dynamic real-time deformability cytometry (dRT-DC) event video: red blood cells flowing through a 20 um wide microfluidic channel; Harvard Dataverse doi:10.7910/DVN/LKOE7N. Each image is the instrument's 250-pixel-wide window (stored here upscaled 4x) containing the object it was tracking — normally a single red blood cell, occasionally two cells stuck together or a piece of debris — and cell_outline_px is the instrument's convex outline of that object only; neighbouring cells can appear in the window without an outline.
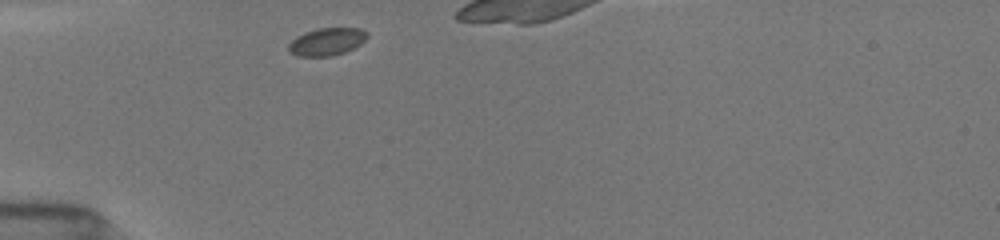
{"species": "common noctule bat (a hibernating species)", "species_latin": "Nyctalus noctula", "temperature_condition": "room temperature", "stored_images_in_passage": 20, "camera_frame_rate_fps": 3000, "um_per_image_px": 0.085, "animal": {"sex": "female", "body_mass_g": 19.5, "forearm_length_mm": 54.1}, "frame": {"image": 1, "passage_image": 1, "time_ms": 0.0, "image_size_px": [1000, 240], "cell_outline_px": [[368, 36], [360, 44], [344, 52], [332, 56], [296, 56], [288, 52], [288, 44], [296, 36], [304, 32], [316, 28], [360, 28], [368, 32]], "centroid_in_image_um": [27.74, 3.54], "position_along_channel_um": 57.3, "area_um2": 12.72}}
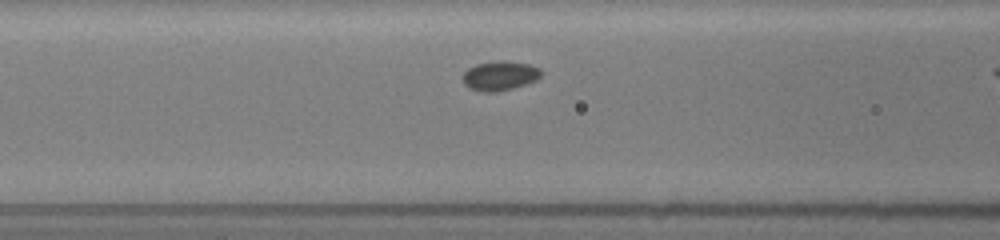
{"frame": {"image": 2, "passage_image": 6, "time_ms": 2.0, "image_size_px": [1000, 240], "cell_outline_px": [[540, 76], [536, 80], [512, 88], [496, 92], [484, 92], [468, 88], [464, 84], [464, 72], [468, 68], [476, 64], [500, 60], [508, 60], [528, 64], [540, 68]], "centroid_in_image_um": [42.47, 6.43], "position_along_channel_um": 124.1, "area_um2": 13.35}}
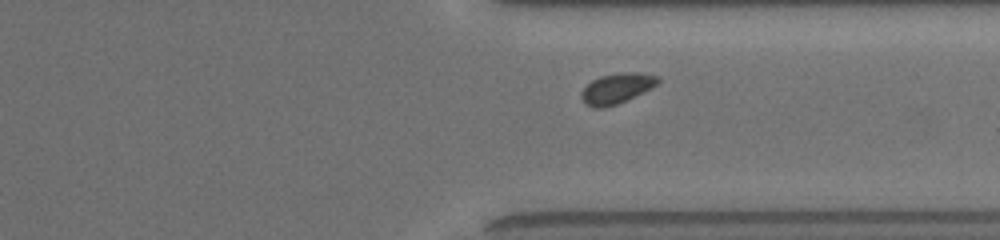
{"frame": {"image": 3, "passage_image": 17, "time_ms": 8.0, "image_size_px": [1000, 240], "cell_outline_px": [[660, 80], [652, 88], [616, 104], [604, 108], [596, 108], [584, 104], [580, 96], [580, 92], [592, 80], [600, 76], [616, 72], [640, 72], [660, 76]], "centroid_in_image_um": [52.41, 7.49], "position_along_channel_um": 359.0, "area_um2": 13.64}}